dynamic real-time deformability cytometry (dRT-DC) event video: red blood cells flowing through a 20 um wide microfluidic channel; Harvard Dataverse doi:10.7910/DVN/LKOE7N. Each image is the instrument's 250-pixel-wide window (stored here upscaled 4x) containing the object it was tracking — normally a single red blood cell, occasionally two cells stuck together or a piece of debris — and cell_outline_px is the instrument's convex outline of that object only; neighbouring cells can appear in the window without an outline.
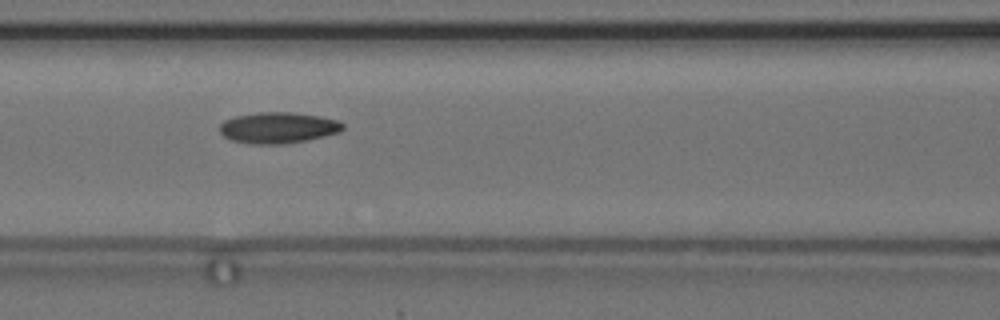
{"species": "common noctule bat (a hibernating species)", "species_latin": "Nyctalus noctula", "temperature_condition": "cold", "stored_images_in_passage": 4, "camera_frame_rate_fps": 3000, "um_per_image_px": 0.085, "animal": {"sex": "female", "body_mass_g": 24.6, "forearm_length_mm": 56.2}, "frame": {"image": 1, "passage_image": 4, "time_ms": 3.667, "image_size_px": [1000, 320], "cell_outline_px": [[344, 128], [340, 132], [324, 136], [284, 144], [252, 144], [232, 140], [224, 136], [220, 132], [220, 124], [224, 120], [236, 116], [260, 112], [292, 112], [316, 116], [336, 120], [344, 124]], "centroid_in_image_um": [23.62, 10.86], "position_along_channel_um": 143.0, "area_um2": 22.08}}